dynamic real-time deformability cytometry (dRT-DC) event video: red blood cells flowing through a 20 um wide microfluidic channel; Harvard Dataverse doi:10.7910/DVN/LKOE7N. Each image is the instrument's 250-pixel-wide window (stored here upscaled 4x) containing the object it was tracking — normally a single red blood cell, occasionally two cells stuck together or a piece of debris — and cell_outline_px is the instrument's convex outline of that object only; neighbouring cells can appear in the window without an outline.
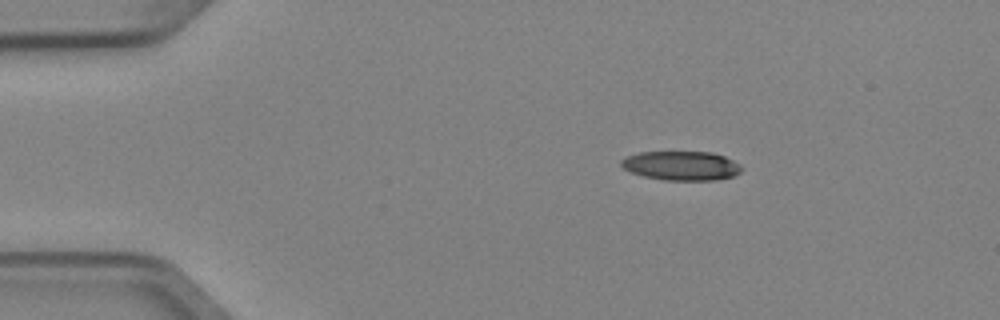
{"species": "Egyptian fruit bat (a non-hibernating species)", "species_latin": "Rousettus aegyptiacus", "temperature_condition": "cold", "stored_images_in_passage": 4, "camera_frame_rate_fps": 3000, "um_per_image_px": 0.085, "animal": {"sex": "female"}, "frame": {"image": 1, "passage_image": 2, "time_ms": 0.333, "image_size_px": [1000, 320], "cell_outline_px": [[744, 168], [740, 172], [732, 176], [716, 180], [664, 180], [644, 176], [632, 172], [624, 168], [620, 164], [620, 160], [628, 156], [640, 152], [712, 152], [724, 156], [740, 164]], "centroid_in_image_um": [57.94, 14.08], "position_along_channel_um": 27.1, "area_um2": 20.4}}
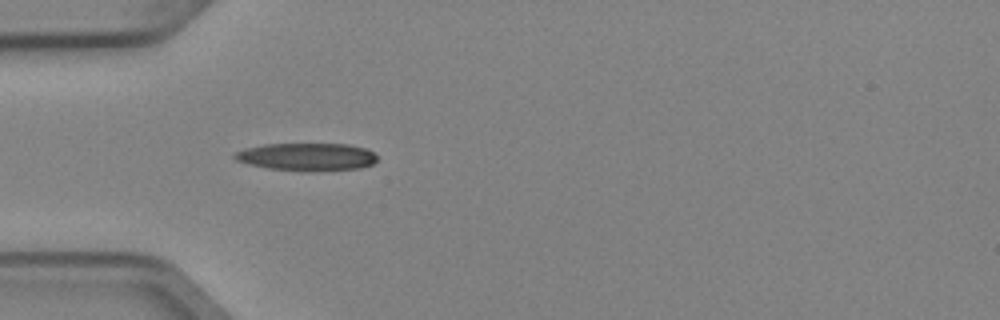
{"frame": {"image": 2, "passage_image": 4, "time_ms": 1.0, "image_size_px": [1000, 320], "cell_outline_px": [[376, 160], [372, 164], [360, 168], [268, 168], [236, 160], [232, 156], [232, 152], [244, 148], [264, 144], [348, 144], [364, 148], [372, 152], [376, 156]], "centroid_in_image_um": [26.02, 13.26], "position_along_channel_um": 59.0, "area_um2": 21.73}}